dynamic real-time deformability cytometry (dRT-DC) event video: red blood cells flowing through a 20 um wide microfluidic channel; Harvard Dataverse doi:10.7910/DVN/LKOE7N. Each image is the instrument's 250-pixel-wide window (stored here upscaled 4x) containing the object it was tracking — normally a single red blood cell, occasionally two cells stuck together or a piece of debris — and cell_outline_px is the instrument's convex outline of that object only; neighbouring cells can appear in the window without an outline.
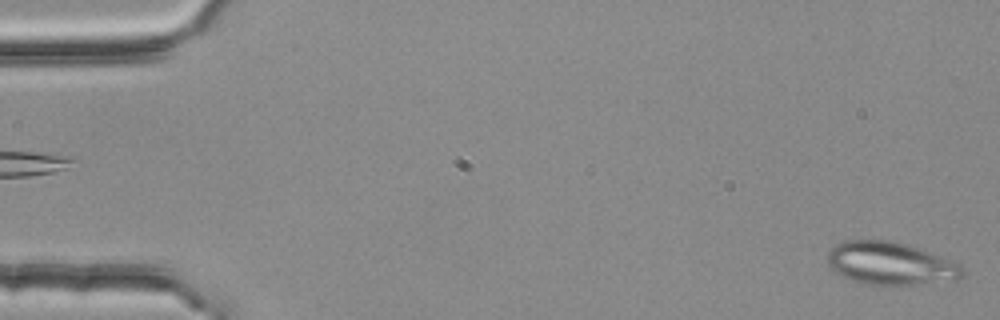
{"species": "common noctule bat (a hibernating species)", "species_latin": "Nyctalus noctula", "temperature_condition": "room temperature", "stored_images_in_passage": 3, "segment_of_instrument_passage": [2, 2], "camera_frame_rate_fps": 3000, "um_per_image_px": 0.085, "animal": {"sex": "female", "body_mass_g": 25.1}, "frame": {"image": 1, "passage_image": 3, "time_ms": 0.667, "image_size_px": [1000, 320], "cell_outline_px": [[964, 276], [956, 280], [908, 288], [864, 284], [852, 280], [836, 272], [828, 264], [828, 252], [836, 244], [844, 240], [892, 240], [908, 244], [932, 252], [960, 264], [964, 272]], "centroid_in_image_um": [75.77, 22.44], "position_along_channel_um": 9.2, "area_um2": 34.85}}